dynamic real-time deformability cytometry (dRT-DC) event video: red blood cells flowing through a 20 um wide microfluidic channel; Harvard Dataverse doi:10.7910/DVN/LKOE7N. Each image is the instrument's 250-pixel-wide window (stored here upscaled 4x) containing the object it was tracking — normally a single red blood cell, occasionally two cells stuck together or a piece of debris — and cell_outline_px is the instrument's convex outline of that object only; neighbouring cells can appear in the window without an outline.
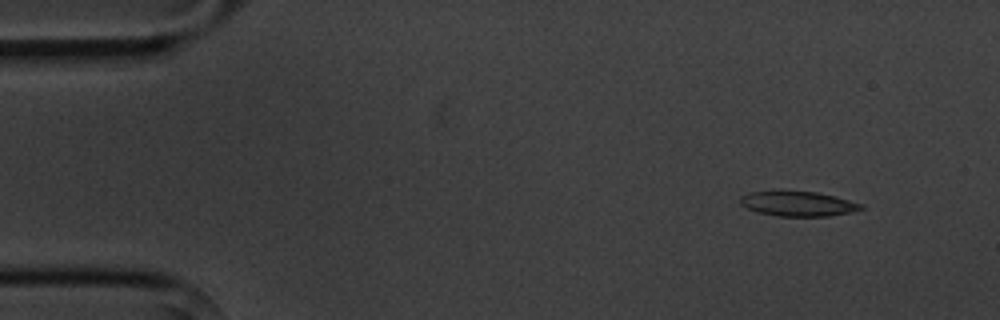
{"species": "common noctule bat (a hibernating species)", "species_latin": "Nyctalus noctula", "temperature_condition": "cold", "stored_images_in_passage": 5, "camera_frame_rate_fps": 3000, "um_per_image_px": 0.085, "animal": {"sex": "male", "body_mass_g": 20.1, "forearm_length_mm": 53.5}, "frame": {"image": 1, "passage_image": 1, "time_ms": 0.0, "image_size_px": [1000, 320], "cell_outline_px": [[864, 208], [852, 212], [828, 216], [776, 216], [760, 212], [748, 208], [740, 204], [740, 196], [748, 192], [816, 192], [836, 196], [864, 204]], "centroid_in_image_um": [67.88, 17.33], "position_along_channel_um": 17.1, "area_um2": 17.28}}
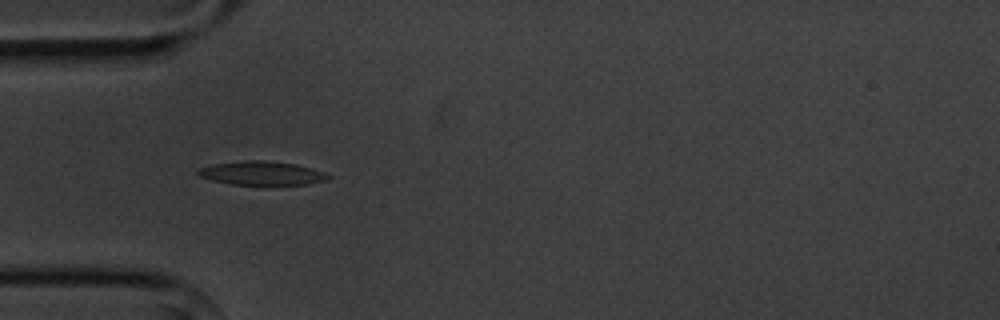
{"frame": {"image": 2, "passage_image": 4, "time_ms": 3.667, "image_size_px": [1000, 320], "cell_outline_px": [[332, 176], [328, 180], [308, 184], [232, 184], [212, 180], [200, 176], [196, 172], [200, 168], [212, 164], [244, 160], [264, 160], [296, 164], [312, 168], [324, 172]], "centroid_in_image_um": [22.28, 14.71], "position_along_channel_um": 62.7, "area_um2": 17.92}}
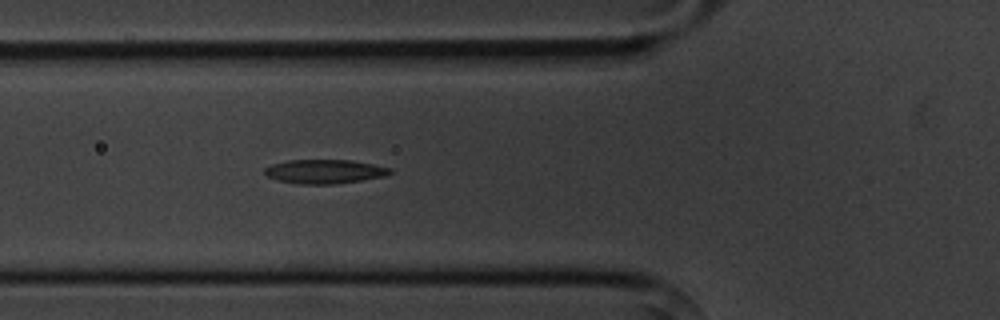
{"frame": {"image": 3, "passage_image": 5, "time_ms": 4.667, "image_size_px": [1000, 320], "cell_outline_px": [[392, 172], [384, 176], [336, 184], [300, 184], [276, 180], [268, 176], [264, 172], [264, 168], [272, 164], [288, 160], [352, 160], [392, 168]], "centroid_in_image_um": [27.57, 14.57], "position_along_channel_um": 98.2, "area_um2": 17.51}}